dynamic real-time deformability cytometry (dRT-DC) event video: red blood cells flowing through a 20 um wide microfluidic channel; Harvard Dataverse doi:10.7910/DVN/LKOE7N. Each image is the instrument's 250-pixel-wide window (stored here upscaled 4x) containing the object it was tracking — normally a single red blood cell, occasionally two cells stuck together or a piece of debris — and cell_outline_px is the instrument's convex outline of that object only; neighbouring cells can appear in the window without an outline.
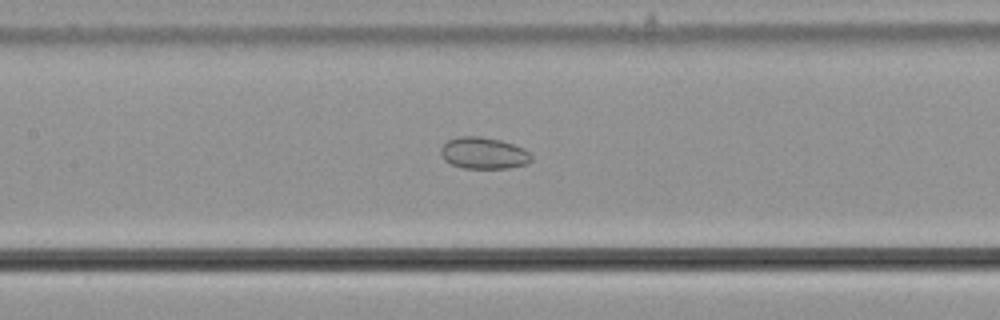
{"species": "common noctule bat (a hibernating species)", "species_latin": "Nyctalus noctula", "temperature_condition": "cold", "stored_images_in_passage": 42, "camera_frame_rate_fps": 3000, "um_per_image_px": 0.085, "animal": {"sex": "male", "body_mass_g": 21.5, "forearm_length_mm": 52.0}, "frame": {"image": 1, "passage_image": 17, "time_ms": 5.333, "image_size_px": [1000, 320], "cell_outline_px": [[532, 160], [524, 164], [508, 168], [464, 168], [452, 164], [444, 160], [440, 152], [440, 148], [448, 140], [460, 136], [480, 136], [500, 140], [524, 148], [532, 156]], "centroid_in_image_um": [41.09, 13.01], "position_along_channel_um": 166.3, "area_um2": 16.59}}
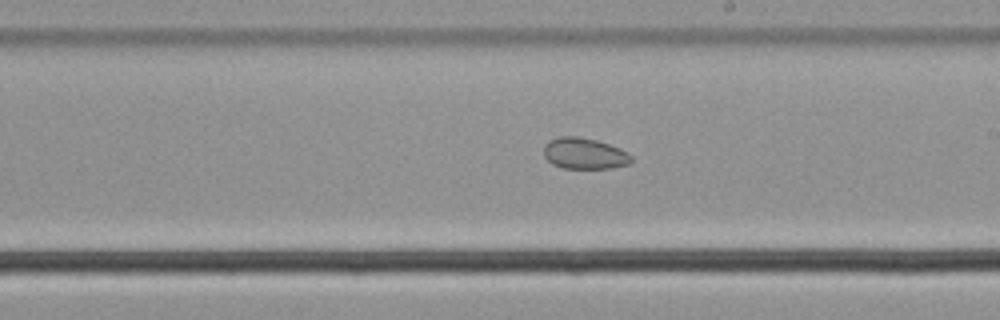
{"frame": {"image": 2, "passage_image": 23, "time_ms": 7.333, "image_size_px": [1000, 320], "cell_outline_px": [[632, 160], [628, 164], [608, 168], [564, 168], [552, 164], [544, 156], [544, 144], [548, 140], [560, 136], [580, 136], [596, 140], [620, 148], [628, 152], [632, 156]], "centroid_in_image_um": [49.65, 13.03], "position_along_channel_um": 239.3, "area_um2": 15.95}}
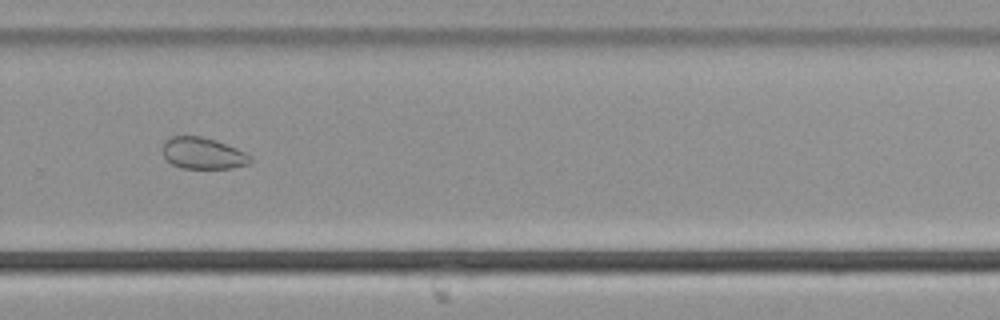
{"frame": {"image": 3, "passage_image": 29, "time_ms": 9.333, "image_size_px": [1000, 320], "cell_outline_px": [[252, 160], [248, 164], [232, 168], [180, 168], [172, 164], [164, 156], [164, 144], [172, 136], [200, 136], [216, 140], [236, 148], [252, 156]], "centroid_in_image_um": [17.28, 13.04], "position_along_channel_um": 312.5, "area_um2": 15.9}, "authors_computed_cell_mechanics": {"area_um2": 18.1781, "velocity_mm_per_s": 3.664, "shape_relaxation_time_tau1_ms": 0.0618, "shape_relaxation_time_tau2_ms": 3.9112, "deformation_change_tau1": 0.0011, "deformation_change_tau2": 0.0643}}